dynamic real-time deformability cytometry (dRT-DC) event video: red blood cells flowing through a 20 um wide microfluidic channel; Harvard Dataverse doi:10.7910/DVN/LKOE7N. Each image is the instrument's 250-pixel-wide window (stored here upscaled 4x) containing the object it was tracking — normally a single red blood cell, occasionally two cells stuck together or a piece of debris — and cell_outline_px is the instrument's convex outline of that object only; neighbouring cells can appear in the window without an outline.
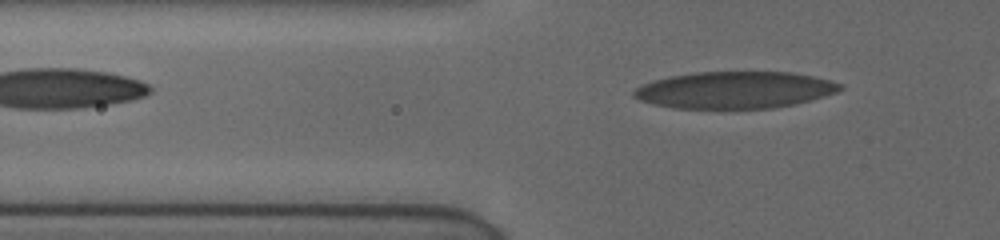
{"species": "human", "species_latin": "Homo sapiens", "temperature_condition": "cold", "stored_images_in_passage": 13, "camera_frame_rate_fps": 3000, "um_per_image_px": 0.085, "donor": {"sex": "female"}, "frame": {"image": 1, "passage_image": 5, "time_ms": 0.667, "image_size_px": [1000, 240], "cell_outline_px": [[844, 88], [836, 92], [824, 96], [792, 104], [772, 108], [672, 108], [652, 104], [640, 100], [632, 96], [632, 92], [636, 88], [652, 80], [668, 76], [696, 72], [792, 72], [812, 76], [828, 80], [840, 84]], "centroid_in_image_um": [62.4, 7.64], "position_along_channel_um": 63.4, "area_um2": 44.1}}
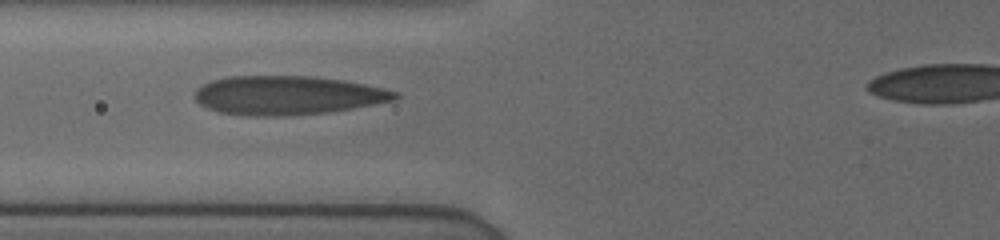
{"frame": {"image": 2, "passage_image": 12, "time_ms": 2.0, "image_size_px": [1000, 240], "cell_outline_px": [[400, 96], [396, 100], [352, 108], [328, 112], [288, 116], [248, 116], [220, 112], [208, 108], [200, 104], [192, 96], [196, 88], [212, 80], [228, 76], [308, 76], [340, 80], [364, 84], [396, 92]], "centroid_in_image_um": [24.38, 8.11], "position_along_channel_um": 101.4, "area_um2": 45.32}}